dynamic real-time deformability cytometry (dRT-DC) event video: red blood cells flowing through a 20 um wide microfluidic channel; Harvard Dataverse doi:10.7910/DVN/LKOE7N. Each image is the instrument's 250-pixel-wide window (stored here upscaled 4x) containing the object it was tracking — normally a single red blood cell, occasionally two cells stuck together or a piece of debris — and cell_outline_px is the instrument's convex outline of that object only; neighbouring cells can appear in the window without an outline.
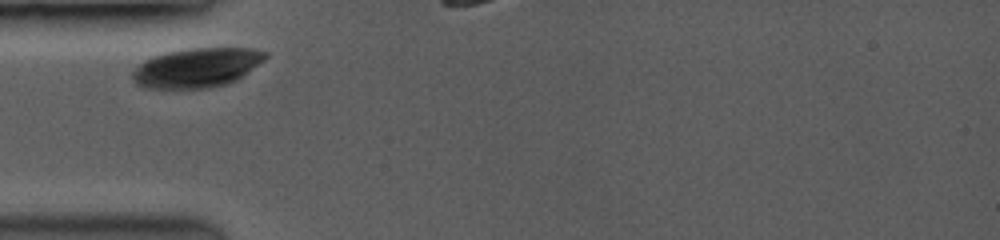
{"species": "common noctule bat (a hibernating species)", "species_latin": "Nyctalus noctula", "temperature_condition": "room temperature", "stored_images_in_passage": 3, "camera_frame_rate_fps": 3500, "um_per_image_px": 0.085, "animal": {"sex": "female", "body_mass_g": 19.0, "forearm_length_mm": 53.3}, "frame": {"image": 1, "passage_image": 1, "time_ms": 0.0, "image_size_px": [1000, 240], "cell_outline_px": [[268, 56], [264, 60], [236, 80], [224, 84], [204, 88], [144, 88], [136, 84], [132, 76], [132, 72], [144, 60], [152, 56], [164, 52], [188, 48], [252, 48], [268, 52]], "centroid_in_image_um": [16.72, 5.73], "position_along_channel_um": 68.3, "area_um2": 30.4}}